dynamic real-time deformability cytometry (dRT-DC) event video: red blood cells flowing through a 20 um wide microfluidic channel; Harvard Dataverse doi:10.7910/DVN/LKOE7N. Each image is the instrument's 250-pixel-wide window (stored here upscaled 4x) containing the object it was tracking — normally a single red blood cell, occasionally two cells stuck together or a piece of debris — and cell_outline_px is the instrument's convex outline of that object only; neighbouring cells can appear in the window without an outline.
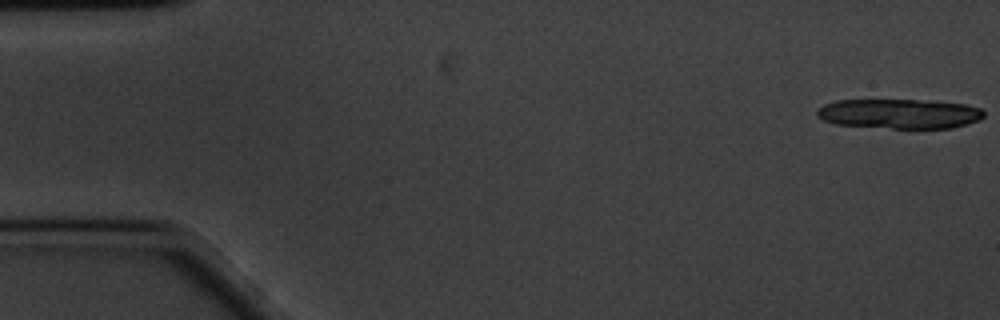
{"species": "common noctule bat (a hibernating species)", "species_latin": "Nyctalus noctula", "temperature_condition": "cold", "stored_images_in_passage": 15, "camera_frame_rate_fps": 3000, "um_per_image_px": 0.085, "animal": {"sex": "male", "body_mass_g": 20.1, "forearm_length_mm": 53.5}, "frame": {"image": 1, "passage_image": 1, "time_ms": 0.0, "image_size_px": [1000, 320], "cell_outline_px": [[984, 116], [980, 120], [968, 124], [952, 128], [892, 128], [836, 124], [824, 120], [816, 116], [816, 108], [824, 104], [836, 100], [916, 100], [964, 104], [980, 108], [984, 112]], "centroid_in_image_um": [76.43, 9.67], "position_along_channel_um": 8.6, "area_um2": 28.84}}